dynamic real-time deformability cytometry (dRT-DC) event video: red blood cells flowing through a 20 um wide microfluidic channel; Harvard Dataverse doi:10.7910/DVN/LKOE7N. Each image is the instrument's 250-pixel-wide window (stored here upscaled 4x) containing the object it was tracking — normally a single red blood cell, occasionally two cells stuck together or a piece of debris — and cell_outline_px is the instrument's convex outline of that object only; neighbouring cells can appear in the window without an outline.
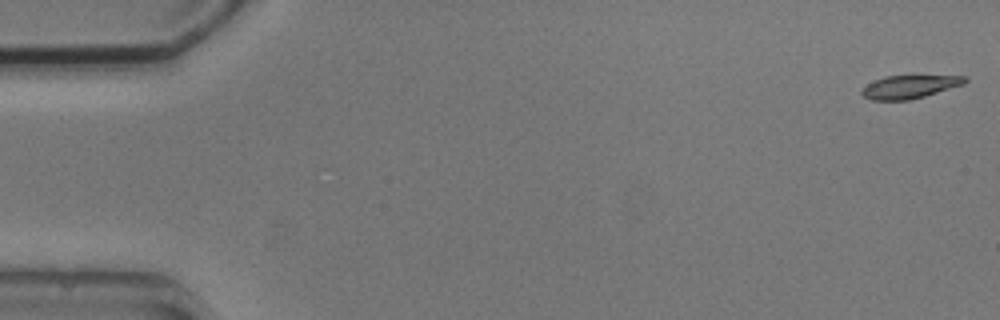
{"species": "common noctule bat (a hibernating species)", "species_latin": "Nyctalus noctula", "temperature_condition": "cold", "stored_images_in_passage": 5, "camera_frame_rate_fps": 3000, "um_per_image_px": 0.085, "animal": {"sex": "male", "body_mass_g": 20.5, "forearm_length_mm": 52.5}, "frame": {"image": 1, "passage_image": 1, "time_ms": 0.0, "image_size_px": [1000, 320], "cell_outline_px": [[968, 80], [964, 84], [924, 96], [908, 100], [872, 100], [864, 96], [860, 92], [868, 84], [884, 76], [968, 76]], "centroid_in_image_um": [77.33, 7.37], "position_along_channel_um": 7.7, "area_um2": 13.64}}
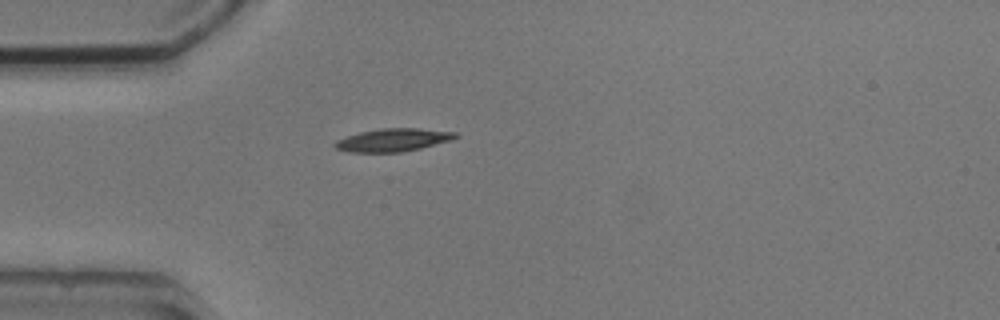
{"frame": {"image": 2, "passage_image": 5, "time_ms": 4.667, "image_size_px": [1000, 320], "cell_outline_px": [[460, 136], [452, 140], [420, 148], [400, 152], [348, 152], [336, 148], [332, 144], [336, 140], [360, 132], [380, 128], [420, 128], [456, 132]], "centroid_in_image_um": [33.42, 11.89], "position_along_channel_um": 51.6, "area_um2": 16.13}}